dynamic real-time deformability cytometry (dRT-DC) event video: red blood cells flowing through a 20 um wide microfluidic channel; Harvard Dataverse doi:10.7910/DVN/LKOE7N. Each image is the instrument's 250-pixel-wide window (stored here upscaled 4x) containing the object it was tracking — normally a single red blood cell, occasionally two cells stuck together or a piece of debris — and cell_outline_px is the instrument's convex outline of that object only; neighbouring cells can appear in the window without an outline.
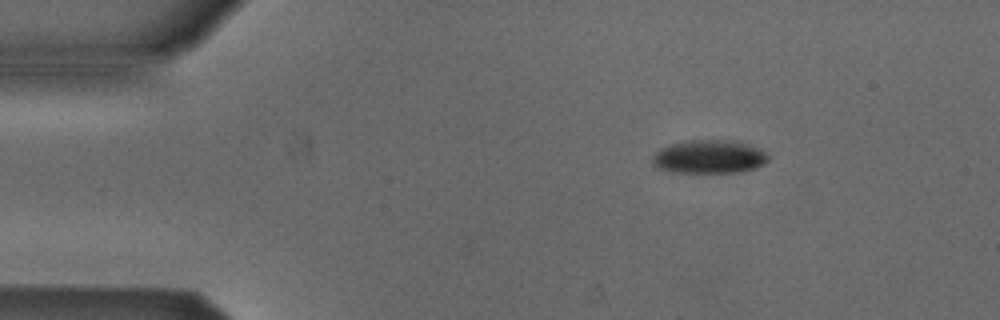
{"species": "Egyptian fruit bat (a non-hibernating species)", "species_latin": "Rousettus aegyptiacus", "temperature_condition": "cold", "stored_images_in_passage": 46, "camera_frame_rate_fps": 3000, "um_per_image_px": 0.085, "animal": {"sex": "male"}, "frame": {"image": 1, "passage_image": 1, "time_ms": 0.0, "image_size_px": [1000, 320], "cell_outline_px": [[768, 160], [764, 164], [756, 168], [740, 172], [672, 172], [656, 168], [652, 164], [652, 156], [660, 148], [668, 144], [692, 140], [740, 140], [760, 148], [768, 156]], "centroid_in_image_um": [60.28, 13.31], "position_along_channel_um": 24.7, "area_um2": 22.89}}
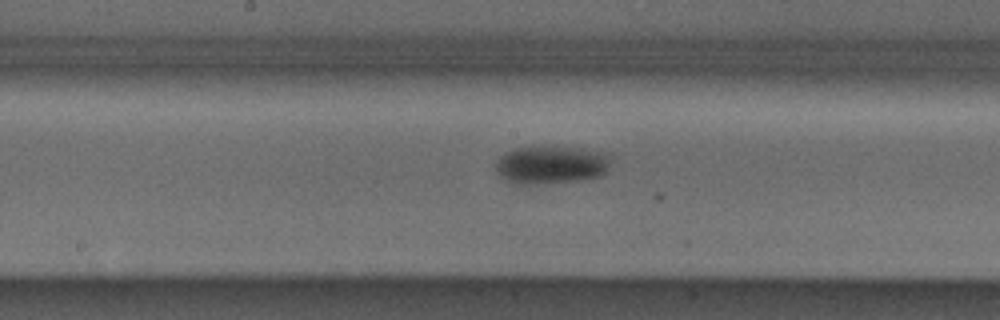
{"frame": {"image": 2, "passage_image": 20, "time_ms": 6.333, "image_size_px": [1000, 320], "cell_outline_px": [[608, 164], [604, 172], [600, 176], [580, 180], [544, 184], [520, 184], [504, 180], [496, 172], [496, 164], [500, 156], [516, 148], [580, 148], [608, 156]], "centroid_in_image_um": [46.77, 14.05], "position_along_channel_um": 201.4, "area_um2": 24.68}}
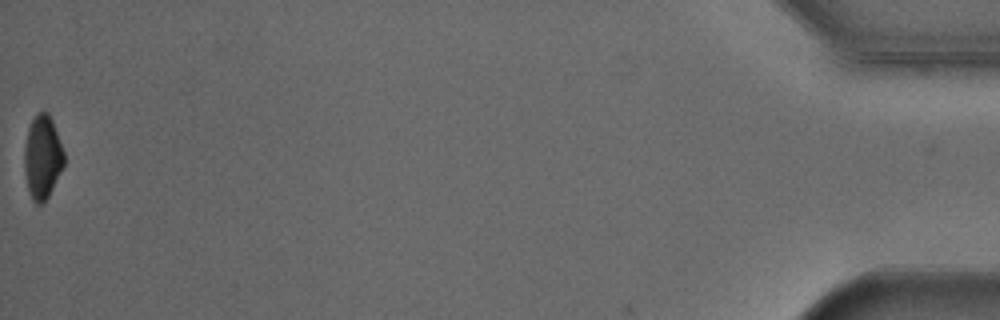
{"frame": {"image": 3, "passage_image": 46, "time_ms": 15.0, "image_size_px": [1000, 320], "cell_outline_px": [[64, 164], [48, 196], [40, 204], [36, 204], [32, 200], [28, 188], [24, 168], [24, 148], [28, 128], [36, 112], [44, 108], [48, 112], [52, 120], [64, 152]], "centroid_in_image_um": [3.59, 13.29], "position_along_channel_um": 431.6, "area_um2": 19.25}, "authors_computed_cell_mechanics": {"area_um2": 23.9292, "velocity_mm_per_s": 3.8615, "shape_relaxation_time_tau1_ms": 2.995, "shape_relaxation_time_tau2_ms": null, "deformation_change_tau1": 0.0873, "deformation_change_tau2": null}}